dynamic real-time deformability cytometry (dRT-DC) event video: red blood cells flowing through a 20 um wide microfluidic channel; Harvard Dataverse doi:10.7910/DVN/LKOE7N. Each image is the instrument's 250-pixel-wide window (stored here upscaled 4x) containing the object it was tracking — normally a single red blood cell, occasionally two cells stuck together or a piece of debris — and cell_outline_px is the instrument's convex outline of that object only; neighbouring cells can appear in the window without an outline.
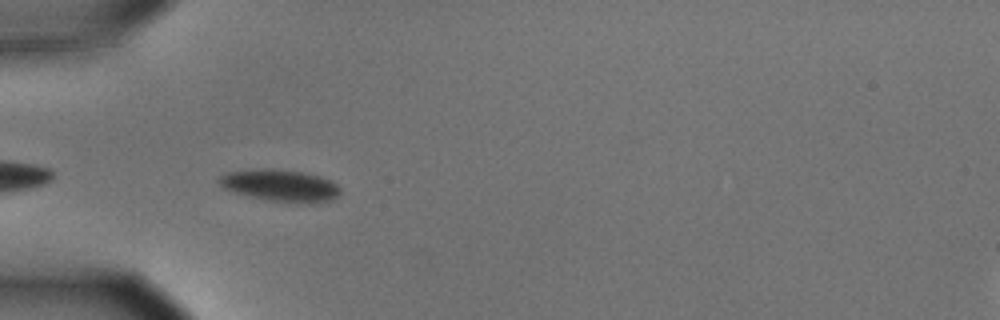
{"species": "common noctule bat (a hibernating species)", "species_latin": "Nyctalus noctula", "temperature_condition": "cold", "stored_images_in_passage": 6, "camera_frame_rate_fps": 3000, "um_per_image_px": 0.085, "animal": {"sex": "male", "body_mass_g": 15.6}, "frame": {"image": 1, "passage_image": 1, "time_ms": 0.0, "image_size_px": [1000, 320], "cell_outline_px": [[340, 192], [332, 200], [308, 204], [272, 200], [252, 196], [236, 192], [224, 188], [216, 180], [220, 176], [228, 172], [264, 168], [272, 168], [300, 172], [320, 176], [336, 184], [340, 188]], "centroid_in_image_um": [23.84, 15.76], "position_along_channel_um": 61.2, "area_um2": 22.2}}